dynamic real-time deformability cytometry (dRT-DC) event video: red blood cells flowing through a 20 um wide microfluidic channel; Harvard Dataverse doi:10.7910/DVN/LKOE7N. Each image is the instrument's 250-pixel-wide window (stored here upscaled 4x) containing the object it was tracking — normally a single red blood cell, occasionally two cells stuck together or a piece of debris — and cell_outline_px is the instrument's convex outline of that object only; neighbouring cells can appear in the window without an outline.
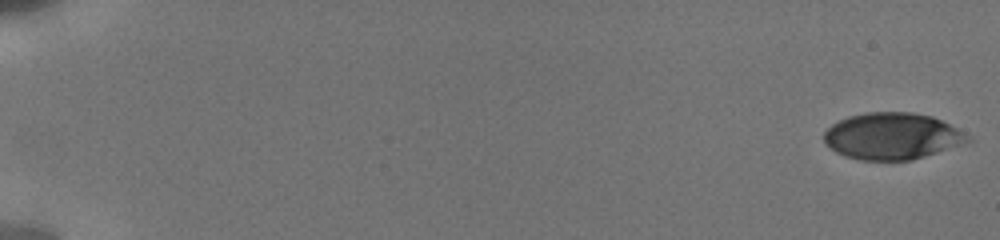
{"species": "human", "species_latin": "Homo sapiens", "temperature_condition": "cold", "stored_images_in_passage": 29, "camera_frame_rate_fps": 3000, "um_per_image_px": 0.085, "donor": {"sex": "male"}, "frame": {"image": 1, "passage_image": 1, "time_ms": 0.0, "image_size_px": [1000, 240], "cell_outline_px": [[972, 140], [924, 156], [908, 160], [860, 160], [844, 156], [836, 152], [824, 144], [824, 132], [832, 124], [848, 116], [868, 112], [912, 112], [932, 116], [956, 128], [968, 136]], "centroid_in_image_um": [75.76, 11.57], "position_along_channel_um": 9.2, "area_um2": 38.67}}
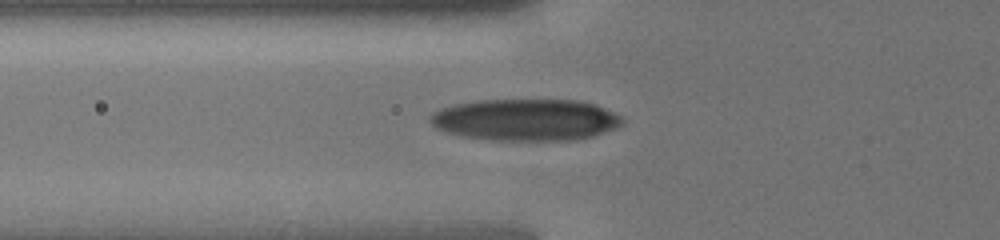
{"frame": {"image": 2, "passage_image": 17, "time_ms": 7.0, "image_size_px": [1000, 240], "cell_outline_px": [[624, 124], [616, 128], [596, 136], [576, 140], [488, 140], [460, 136], [436, 128], [428, 120], [432, 112], [440, 108], [456, 104], [476, 100], [580, 100], [596, 104], [624, 116]], "centroid_in_image_um": [44.73, 10.18], "position_along_channel_um": 81.1, "area_um2": 47.4}}
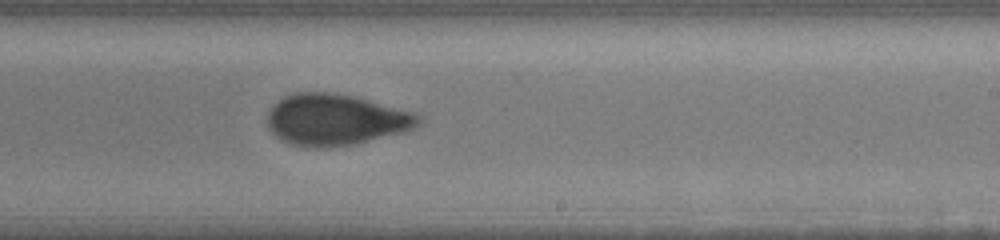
{"frame": {"image": 3, "passage_image": 29, "time_ms": 11.667, "image_size_px": [1000, 240], "cell_outline_px": [[420, 124], [412, 128], [400, 132], [356, 144], [328, 148], [304, 148], [288, 144], [280, 140], [268, 128], [268, 112], [272, 104], [284, 96], [296, 92], [328, 92], [352, 96], [416, 112], [420, 116]], "centroid_in_image_um": [28.47, 10.19], "position_along_channel_um": 260.5, "area_um2": 45.43}}